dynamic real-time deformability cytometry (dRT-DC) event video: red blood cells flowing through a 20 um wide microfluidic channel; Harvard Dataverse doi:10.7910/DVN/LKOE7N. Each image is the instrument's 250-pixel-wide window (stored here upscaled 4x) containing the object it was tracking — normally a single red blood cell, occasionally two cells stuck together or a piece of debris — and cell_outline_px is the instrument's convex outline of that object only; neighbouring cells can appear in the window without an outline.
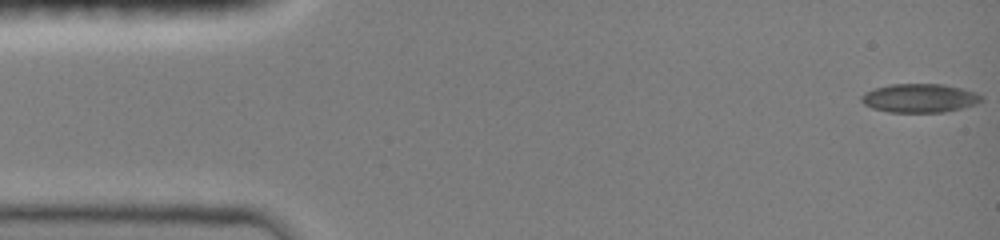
{"species": "common noctule bat (a hibernating species)", "species_latin": "Nyctalus noctula", "temperature_condition": "room temperature", "stored_images_in_passage": 43, "camera_frame_rate_fps": 3000, "um_per_image_px": 0.085, "animal": {"sex": "female", "body_mass_g": 19.0, "forearm_length_mm": 51.5}, "frame": {"image": 1, "passage_image": 1, "time_ms": 0.0, "image_size_px": [1000, 240], "cell_outline_px": [[984, 100], [976, 104], [944, 112], [888, 112], [872, 108], [864, 104], [860, 100], [860, 96], [864, 92], [872, 88], [892, 84], [944, 84], [976, 92], [984, 96]], "centroid_in_image_um": [78.15, 8.33], "position_along_channel_um": 6.8, "area_um2": 20.29}}
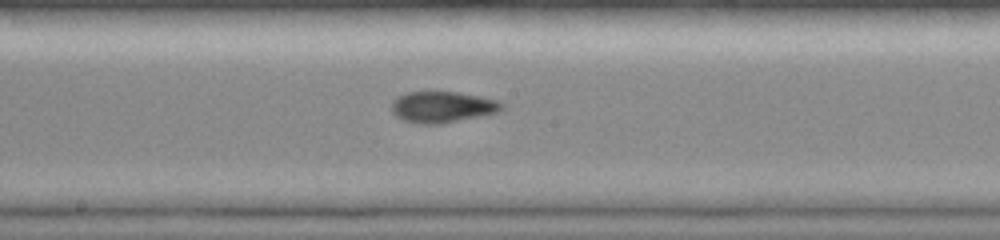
{"frame": {"image": 2, "passage_image": 25, "time_ms": 8.0, "image_size_px": [1000, 240], "cell_outline_px": [[504, 108], [496, 112], [480, 116], [440, 124], [420, 124], [404, 120], [396, 116], [392, 112], [392, 100], [396, 96], [408, 92], [456, 92], [480, 96], [500, 100], [504, 104]], "centroid_in_image_um": [37.6, 9.09], "position_along_channel_um": 210.6, "area_um2": 20.06}}
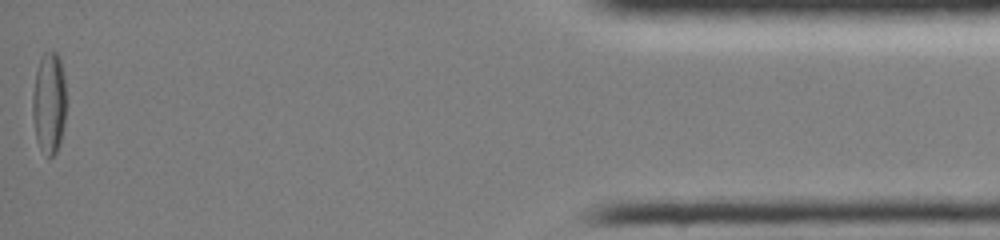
{"frame": {"image": 3, "passage_image": 43, "time_ms": 14.0, "image_size_px": [1000, 240], "cell_outline_px": [[64, 124], [60, 144], [56, 152], [48, 160], [40, 148], [36, 140], [32, 116], [32, 92], [36, 72], [40, 60], [44, 52], [56, 52], [60, 56], [64, 76]], "centroid_in_image_um": [4.14, 8.79], "position_along_channel_um": 431.1, "area_um2": 20.06}, "authors_computed_cell_mechanics": {"area_um2": 19.8832, "velocity_mm_per_s": 4.0658, "shape_relaxation_time_tau1_ms": null, "shape_relaxation_time_tau2_ms": 2.6649, "deformation_change_tau1": null, "deformation_change_tau2": 0.0815}}